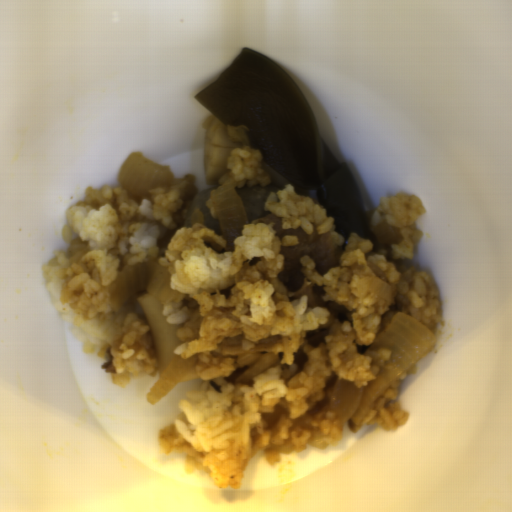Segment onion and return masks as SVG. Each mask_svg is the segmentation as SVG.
<instances>
[{
  "instance_id": "06740285",
  "label": "onion",
  "mask_w": 512,
  "mask_h": 512,
  "mask_svg": "<svg viewBox=\"0 0 512 512\" xmlns=\"http://www.w3.org/2000/svg\"><path fill=\"white\" fill-rule=\"evenodd\" d=\"M438 338L431 328L416 317L398 312L380 332L371 350L390 352L376 377L363 388L346 378H337L330 392V409L341 421L360 422L378 396L409 366L435 347Z\"/></svg>"
},
{
  "instance_id": "6bf65262",
  "label": "onion",
  "mask_w": 512,
  "mask_h": 512,
  "mask_svg": "<svg viewBox=\"0 0 512 512\" xmlns=\"http://www.w3.org/2000/svg\"><path fill=\"white\" fill-rule=\"evenodd\" d=\"M107 290L115 314L140 291H145L161 305L170 304L179 295L171 288L170 270L162 267L154 256L135 265H126Z\"/></svg>"
},
{
  "instance_id": "55239325",
  "label": "onion",
  "mask_w": 512,
  "mask_h": 512,
  "mask_svg": "<svg viewBox=\"0 0 512 512\" xmlns=\"http://www.w3.org/2000/svg\"><path fill=\"white\" fill-rule=\"evenodd\" d=\"M117 180L130 200L149 198V191L158 186L174 184L176 176L170 165H159L146 159L140 150H133L120 166Z\"/></svg>"
},
{
  "instance_id": "23ac38db",
  "label": "onion",
  "mask_w": 512,
  "mask_h": 512,
  "mask_svg": "<svg viewBox=\"0 0 512 512\" xmlns=\"http://www.w3.org/2000/svg\"><path fill=\"white\" fill-rule=\"evenodd\" d=\"M210 196L225 249L231 250L235 239L241 236L244 225L249 224L242 199L231 180L211 190Z\"/></svg>"
},
{
  "instance_id": "2ce2d468",
  "label": "onion",
  "mask_w": 512,
  "mask_h": 512,
  "mask_svg": "<svg viewBox=\"0 0 512 512\" xmlns=\"http://www.w3.org/2000/svg\"><path fill=\"white\" fill-rule=\"evenodd\" d=\"M197 363V357L185 358L182 355L173 356L169 365L160 374L147 394L150 406L160 402Z\"/></svg>"
},
{
  "instance_id": "275d332c",
  "label": "onion",
  "mask_w": 512,
  "mask_h": 512,
  "mask_svg": "<svg viewBox=\"0 0 512 512\" xmlns=\"http://www.w3.org/2000/svg\"><path fill=\"white\" fill-rule=\"evenodd\" d=\"M278 359L273 352H267L265 354L258 353H247L240 355L235 362L242 365H249L246 371L236 377L234 380L235 384H245L251 379L255 378L267 368L273 365Z\"/></svg>"
},
{
  "instance_id": "25a0d678",
  "label": "onion",
  "mask_w": 512,
  "mask_h": 512,
  "mask_svg": "<svg viewBox=\"0 0 512 512\" xmlns=\"http://www.w3.org/2000/svg\"><path fill=\"white\" fill-rule=\"evenodd\" d=\"M360 276L361 281L370 294L376 295L384 301L392 300L393 287L379 278L366 266L355 267L352 271Z\"/></svg>"
}]
</instances>
